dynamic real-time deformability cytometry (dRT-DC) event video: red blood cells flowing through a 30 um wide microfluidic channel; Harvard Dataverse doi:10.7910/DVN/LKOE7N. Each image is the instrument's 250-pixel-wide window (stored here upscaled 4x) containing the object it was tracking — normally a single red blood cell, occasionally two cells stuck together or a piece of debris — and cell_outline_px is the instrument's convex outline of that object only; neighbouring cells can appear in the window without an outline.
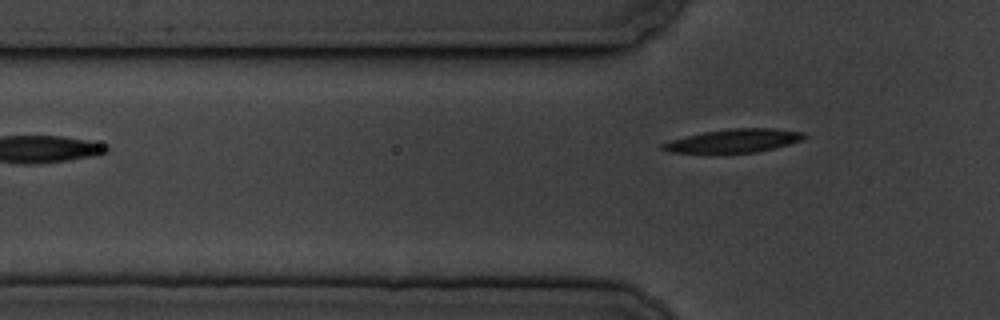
{"species": "common noctule bat (a hibernating species)", "species_latin": "Nyctalus noctula", "temperature_condition": "cold", "stored_images_in_passage": 2, "camera_frame_rate_fps": 3000, "um_per_image_px": 0.085, "animal": {"sex": "male", "body_mass_g": 19.5, "forearm_length_mm": 54.6}, "frame": {"image": 1, "passage_image": 2, "time_ms": 1.333, "image_size_px": [1000, 320], "cell_outline_px": [[808, 136], [800, 140], [788, 144], [756, 152], [672, 152], [660, 148], [660, 144], [672, 140], [704, 132], [732, 128], [776, 128], [804, 132]], "centroid_in_image_um": [62.42, 11.94], "position_along_channel_um": 63.4, "area_um2": 18.84}}